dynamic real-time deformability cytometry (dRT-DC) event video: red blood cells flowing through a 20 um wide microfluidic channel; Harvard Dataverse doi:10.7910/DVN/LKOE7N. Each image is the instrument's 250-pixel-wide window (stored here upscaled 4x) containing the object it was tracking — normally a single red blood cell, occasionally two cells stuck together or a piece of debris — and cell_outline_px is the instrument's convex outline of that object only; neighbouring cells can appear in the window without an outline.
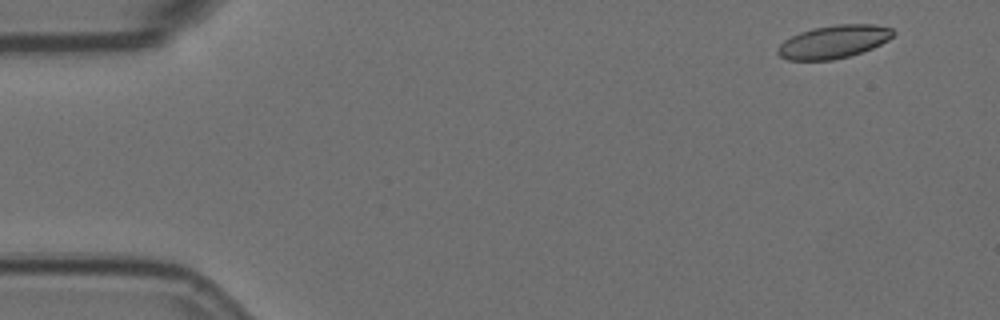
{"species": "Egyptian fruit bat (a non-hibernating species)", "species_latin": "Rousettus aegyptiacus", "temperature_condition": "room temperature", "stored_images_in_passage": 5, "camera_frame_rate_fps": 3000, "um_per_image_px": 0.085, "animal": {"sex": "female"}, "frame": {"image": 1, "passage_image": 1, "time_ms": 0.0, "image_size_px": [1000, 320], "cell_outline_px": [[896, 32], [888, 40], [872, 48], [848, 56], [832, 60], [788, 60], [780, 56], [776, 52], [776, 48], [784, 40], [800, 32], [816, 28], [836, 24], [876, 24], [892, 28]], "centroid_in_image_um": [70.86, 3.54], "position_along_channel_um": 14.1, "area_um2": 22.14}}
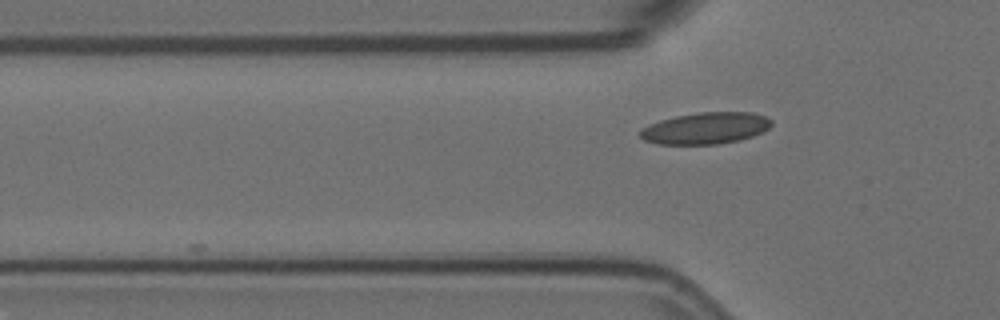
{"frame": {"image": 2, "passage_image": 5, "time_ms": 1.333, "image_size_px": [1000, 320], "cell_outline_px": [[772, 124], [764, 132], [740, 140], [716, 144], [656, 144], [644, 140], [640, 136], [640, 132], [648, 124], [660, 120], [676, 116], [696, 112], [752, 112], [768, 116], [772, 120]], "centroid_in_image_um": [60.01, 10.89], "position_along_channel_um": 65.8, "area_um2": 24.33}}